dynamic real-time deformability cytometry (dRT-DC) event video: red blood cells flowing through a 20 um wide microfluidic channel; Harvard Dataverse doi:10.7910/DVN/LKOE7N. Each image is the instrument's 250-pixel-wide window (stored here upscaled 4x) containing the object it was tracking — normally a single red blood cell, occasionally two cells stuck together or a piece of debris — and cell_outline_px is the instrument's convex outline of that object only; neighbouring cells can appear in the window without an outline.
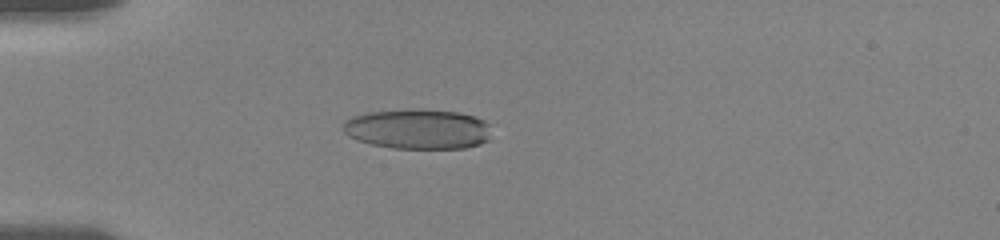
{"species": "human", "species_latin": "Homo sapiens", "temperature_condition": "room temperature", "stored_images_in_passage": 56, "camera_frame_rate_fps": 3000, "um_per_image_px": 0.085, "donor": {"sex": "female"}, "frame": {"image": 1, "passage_image": 16, "time_ms": 5.0, "image_size_px": [1000, 240], "cell_outline_px": [[488, 140], [480, 144], [464, 148], [392, 148], [372, 144], [356, 140], [348, 136], [344, 132], [344, 120], [352, 116], [368, 112], [420, 108], [460, 112], [476, 116], [484, 120], [488, 124]], "centroid_in_image_um": [35.5, 10.95], "position_along_channel_um": 49.5, "area_um2": 34.8}}
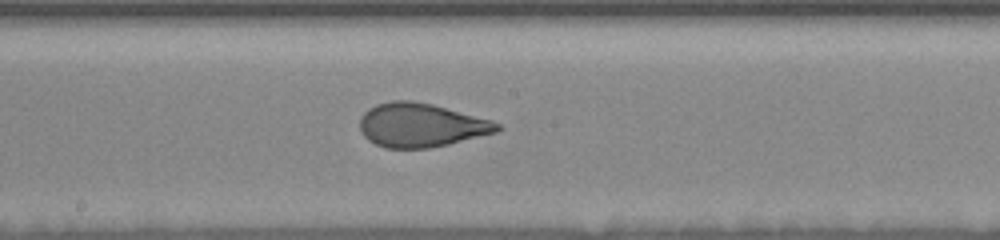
{"frame": {"image": 2, "passage_image": 31, "time_ms": 10.0, "image_size_px": [1000, 240], "cell_outline_px": [[504, 128], [496, 132], [448, 144], [428, 148], [384, 148], [368, 140], [360, 132], [360, 116], [368, 108], [376, 104], [392, 100], [412, 100], [432, 104], [492, 120], [500, 124]], "centroid_in_image_um": [35.76, 10.63], "position_along_channel_um": 212.4, "area_um2": 35.2}}
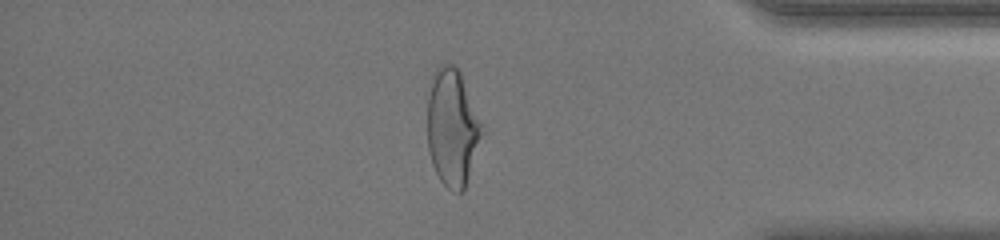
{"frame": {"image": 3, "passage_image": 48, "time_ms": 15.667, "image_size_px": [1000, 240], "cell_outline_px": [[484, 132], [464, 192], [456, 192], [448, 188], [440, 180], [432, 164], [428, 148], [428, 96], [432, 72], [440, 64], [452, 64], [460, 72], [484, 128]], "centroid_in_image_um": [38.45, 10.85], "position_along_channel_um": 396.7, "area_um2": 37.4}, "authors_computed_cell_mechanics": {"area_um2": 36.0383, "velocity_mm_per_s": 3.634, "shape_relaxation_time_tau1_ms": 6.9204, "shape_relaxation_time_tau2_ms": 0.7459, "deformation_change_tau1": 0.2125, "deformation_change_tau2": 0.0783}}